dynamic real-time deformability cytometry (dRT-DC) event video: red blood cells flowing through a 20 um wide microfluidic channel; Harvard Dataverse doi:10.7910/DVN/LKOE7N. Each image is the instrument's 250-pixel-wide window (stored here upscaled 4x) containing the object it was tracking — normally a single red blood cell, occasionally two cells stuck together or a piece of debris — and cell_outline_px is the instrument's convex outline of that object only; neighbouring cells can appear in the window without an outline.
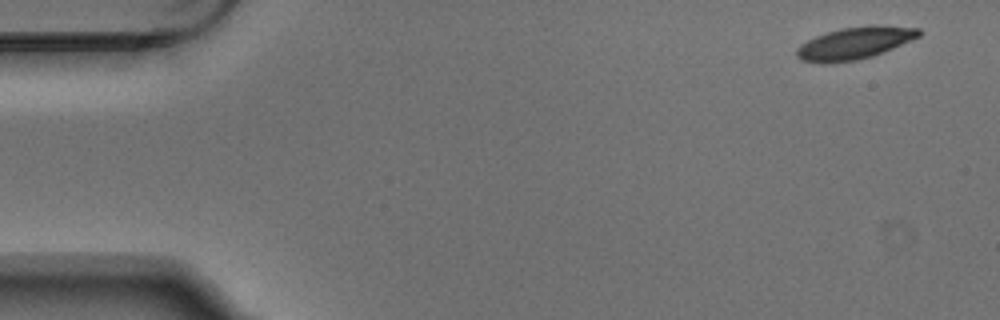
{"species": "Egyptian fruit bat (a non-hibernating species)", "species_latin": "Rousettus aegyptiacus", "temperature_condition": "warm", "stored_images_in_passage": 5, "camera_frame_rate_fps": 3000, "um_per_image_px": 0.085, "animal": {"sex": "male"}, "frame": {"image": 1, "passage_image": 1, "time_ms": 0.0, "image_size_px": [1000, 320], "cell_outline_px": [[920, 36], [912, 40], [872, 56], [856, 60], [824, 64], [800, 60], [796, 56], [796, 48], [800, 44], [816, 36], [840, 28], [868, 24], [880, 24], [920, 28]], "centroid_in_image_um": [72.64, 3.65], "position_along_channel_um": 12.4, "area_um2": 23.18}}
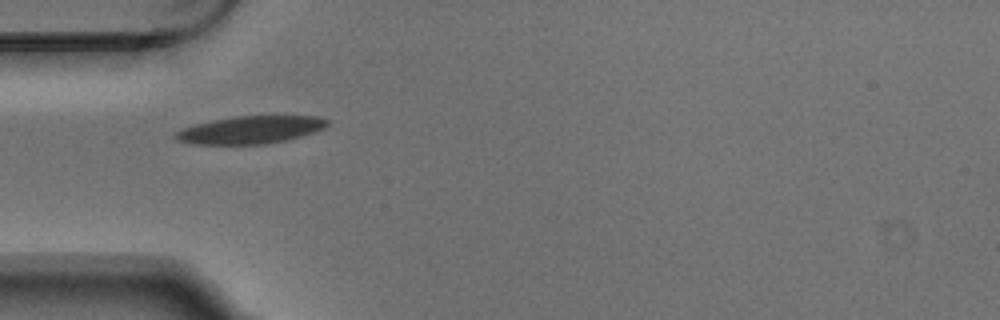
{"frame": {"image": 2, "passage_image": 4, "time_ms": 1.0, "image_size_px": [1000, 320], "cell_outline_px": [[328, 124], [324, 128], [300, 136], [268, 144], [192, 144], [180, 140], [172, 136], [180, 128], [212, 120], [232, 116], [316, 116], [328, 120]], "centroid_in_image_um": [21.25, 11.03], "position_along_channel_um": 63.8, "area_um2": 24.28}}
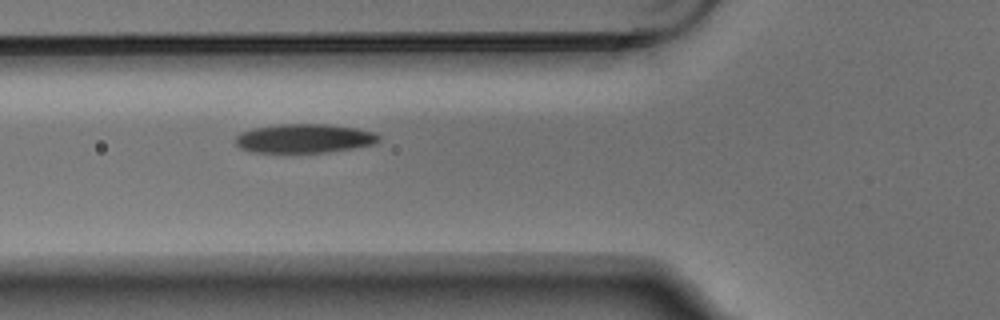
{"frame": {"image": 3, "passage_image": 5, "time_ms": 1.333, "image_size_px": [1000, 320], "cell_outline_px": [[380, 140], [376, 144], [328, 152], [252, 152], [240, 148], [236, 144], [236, 136], [240, 132], [252, 128], [276, 124], [328, 124], [356, 128], [376, 132], [380, 136]], "centroid_in_image_um": [25.88, 11.76], "position_along_channel_um": 99.9, "area_um2": 24.39}}